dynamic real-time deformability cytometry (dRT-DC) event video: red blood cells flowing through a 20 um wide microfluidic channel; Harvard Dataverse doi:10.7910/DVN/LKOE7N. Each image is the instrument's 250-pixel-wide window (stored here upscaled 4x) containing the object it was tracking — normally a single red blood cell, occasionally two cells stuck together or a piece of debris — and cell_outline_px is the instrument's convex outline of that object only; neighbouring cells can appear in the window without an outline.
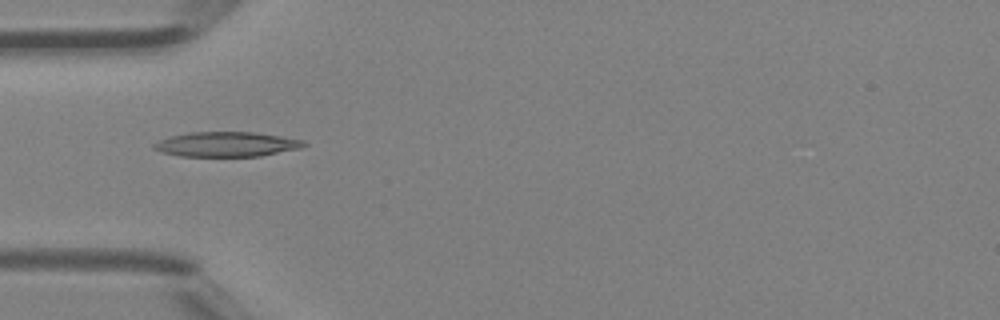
{"species": "Egyptian fruit bat (a non-hibernating species)", "species_latin": "Rousettus aegyptiacus", "temperature_condition": "room temperature", "stored_images_in_passage": 3, "camera_frame_rate_fps": 3000, "um_per_image_px": 0.085, "animal": {"sex": "female"}, "frame": {"image": 1, "passage_image": 1, "time_ms": 0.0, "image_size_px": [1000, 320], "cell_outline_px": [[308, 144], [300, 148], [260, 156], [180, 156], [164, 152], [152, 148], [152, 144], [160, 140], [172, 136], [188, 132], [252, 132], [280, 136], [304, 140]], "centroid_in_image_um": [19.26, 12.26], "position_along_channel_um": 65.7, "area_um2": 21.5}}
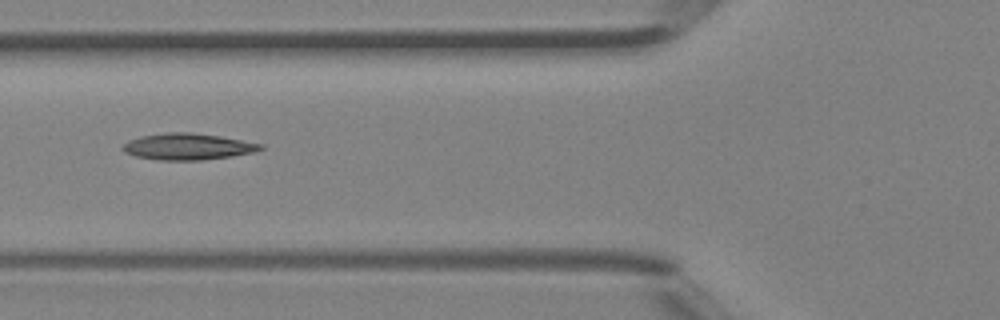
{"frame": {"image": 2, "passage_image": 2, "time_ms": 0.333, "image_size_px": [1000, 320], "cell_outline_px": [[264, 148], [252, 152], [232, 156], [200, 160], [156, 160], [136, 156], [124, 152], [120, 148], [128, 140], [140, 136], [168, 132], [192, 132], [220, 136], [264, 144]], "centroid_in_image_um": [15.93, 12.45], "position_along_channel_um": 109.9, "area_um2": 21.27}}
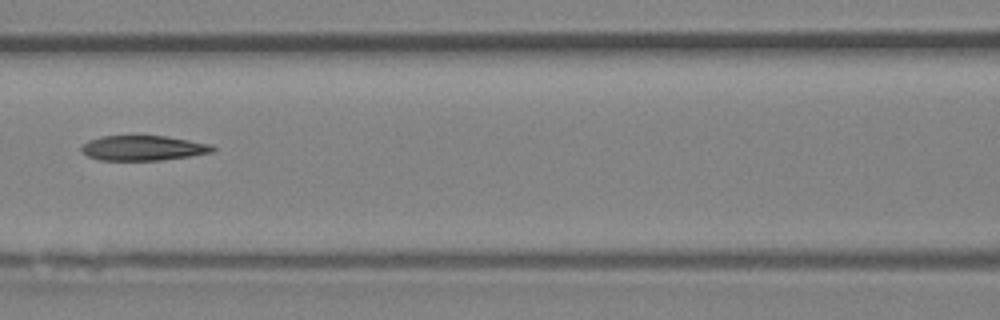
{"frame": {"image": 3, "passage_image": 3, "time_ms": 0.667, "image_size_px": [1000, 320], "cell_outline_px": [[216, 148], [212, 152], [188, 156], [160, 160], [100, 160], [88, 156], [80, 148], [88, 140], [104, 136], [168, 136], [212, 144]], "centroid_in_image_um": [12.19, 12.58], "position_along_channel_um": 154.4, "area_um2": 18.96}}